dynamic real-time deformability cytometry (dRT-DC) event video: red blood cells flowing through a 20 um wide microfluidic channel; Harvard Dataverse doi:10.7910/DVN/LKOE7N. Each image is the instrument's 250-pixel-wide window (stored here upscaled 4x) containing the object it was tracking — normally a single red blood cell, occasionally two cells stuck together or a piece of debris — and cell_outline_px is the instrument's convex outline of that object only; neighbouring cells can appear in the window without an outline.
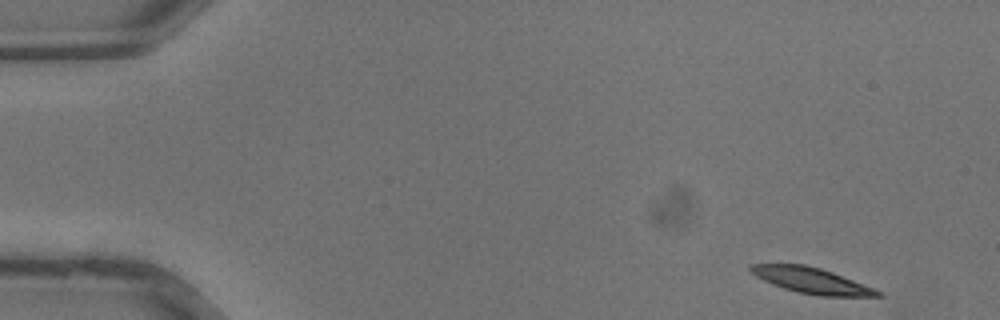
{"species": "common noctule bat (a hibernating species)", "species_latin": "Nyctalus noctula", "temperature_condition": "warm", "stored_images_in_passage": 10, "camera_frame_rate_fps": 3000, "um_per_image_px": 0.085, "animal": {"sex": "male", "body_mass_g": 13.3}, "frame": {"image": 1, "passage_image": 1, "time_ms": 0.0, "image_size_px": [1000, 320], "cell_outline_px": [[884, 296], [816, 296], [796, 292], [772, 284], [756, 276], [748, 268], [748, 264], [804, 264], [820, 268], [832, 272], [876, 288], [884, 292]], "centroid_in_image_um": [69.02, 23.85], "position_along_channel_um": 16.0, "area_um2": 19.19}}
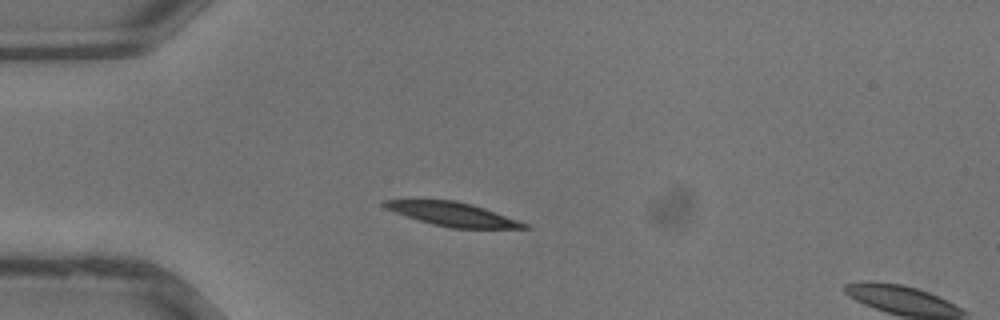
{"frame": {"image": 2, "passage_image": 8, "time_ms": 2.333, "image_size_px": [1000, 320], "cell_outline_px": [[528, 228], [452, 228], [432, 224], [396, 212], [380, 204], [384, 200], [456, 200], [472, 204], [484, 208], [528, 224]], "centroid_in_image_um": [38.49, 18.2], "position_along_channel_um": 46.5, "area_um2": 18.84}}